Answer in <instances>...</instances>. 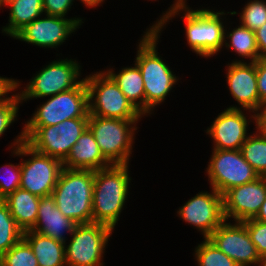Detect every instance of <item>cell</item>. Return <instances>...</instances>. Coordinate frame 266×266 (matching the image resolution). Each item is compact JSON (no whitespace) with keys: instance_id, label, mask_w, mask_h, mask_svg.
Listing matches in <instances>:
<instances>
[{"instance_id":"1","label":"cell","mask_w":266,"mask_h":266,"mask_svg":"<svg viewBox=\"0 0 266 266\" xmlns=\"http://www.w3.org/2000/svg\"><path fill=\"white\" fill-rule=\"evenodd\" d=\"M128 164H112L94 171L93 222L114 229L127 199L131 177Z\"/></svg>"},{"instance_id":"2","label":"cell","mask_w":266,"mask_h":266,"mask_svg":"<svg viewBox=\"0 0 266 266\" xmlns=\"http://www.w3.org/2000/svg\"><path fill=\"white\" fill-rule=\"evenodd\" d=\"M159 33L156 28L147 30L138 45L135 59L144 81L145 115L166 99L178 81L169 66L158 56L156 46Z\"/></svg>"},{"instance_id":"3","label":"cell","mask_w":266,"mask_h":266,"mask_svg":"<svg viewBox=\"0 0 266 266\" xmlns=\"http://www.w3.org/2000/svg\"><path fill=\"white\" fill-rule=\"evenodd\" d=\"M94 171L62 168L52 196L57 208L76 224L93 222Z\"/></svg>"},{"instance_id":"4","label":"cell","mask_w":266,"mask_h":266,"mask_svg":"<svg viewBox=\"0 0 266 266\" xmlns=\"http://www.w3.org/2000/svg\"><path fill=\"white\" fill-rule=\"evenodd\" d=\"M185 11L183 19L186 23L187 43L196 54L202 57H211L217 54L224 46V24L222 12H214L210 9L192 10L187 5L181 6L176 12L171 13L156 29L160 32L168 20Z\"/></svg>"},{"instance_id":"5","label":"cell","mask_w":266,"mask_h":266,"mask_svg":"<svg viewBox=\"0 0 266 266\" xmlns=\"http://www.w3.org/2000/svg\"><path fill=\"white\" fill-rule=\"evenodd\" d=\"M89 117L66 119L51 126H24V142L33 150L62 162L88 127Z\"/></svg>"},{"instance_id":"6","label":"cell","mask_w":266,"mask_h":266,"mask_svg":"<svg viewBox=\"0 0 266 266\" xmlns=\"http://www.w3.org/2000/svg\"><path fill=\"white\" fill-rule=\"evenodd\" d=\"M16 139L13 142V148H15L13 154L16 156H32L28 160L21 161L20 188L38 197L52 195L63 168V162L30 148L24 142L22 132Z\"/></svg>"},{"instance_id":"7","label":"cell","mask_w":266,"mask_h":266,"mask_svg":"<svg viewBox=\"0 0 266 266\" xmlns=\"http://www.w3.org/2000/svg\"><path fill=\"white\" fill-rule=\"evenodd\" d=\"M139 119L104 118L89 114L88 128L111 164H129ZM134 125V126H132Z\"/></svg>"},{"instance_id":"8","label":"cell","mask_w":266,"mask_h":266,"mask_svg":"<svg viewBox=\"0 0 266 266\" xmlns=\"http://www.w3.org/2000/svg\"><path fill=\"white\" fill-rule=\"evenodd\" d=\"M84 78L88 90L89 114L104 118L141 119L138 109L125 97L106 72Z\"/></svg>"},{"instance_id":"9","label":"cell","mask_w":266,"mask_h":266,"mask_svg":"<svg viewBox=\"0 0 266 266\" xmlns=\"http://www.w3.org/2000/svg\"><path fill=\"white\" fill-rule=\"evenodd\" d=\"M113 229L99 223L77 224L65 246L67 266H103L101 260ZM67 248V249H66Z\"/></svg>"},{"instance_id":"10","label":"cell","mask_w":266,"mask_h":266,"mask_svg":"<svg viewBox=\"0 0 266 266\" xmlns=\"http://www.w3.org/2000/svg\"><path fill=\"white\" fill-rule=\"evenodd\" d=\"M206 169L211 188L221 195L233 187L250 183L260 177L244 159L241 150L213 149Z\"/></svg>"},{"instance_id":"11","label":"cell","mask_w":266,"mask_h":266,"mask_svg":"<svg viewBox=\"0 0 266 266\" xmlns=\"http://www.w3.org/2000/svg\"><path fill=\"white\" fill-rule=\"evenodd\" d=\"M89 117L88 90L85 80L77 87L51 96L25 126L57 125L66 119Z\"/></svg>"},{"instance_id":"12","label":"cell","mask_w":266,"mask_h":266,"mask_svg":"<svg viewBox=\"0 0 266 266\" xmlns=\"http://www.w3.org/2000/svg\"><path fill=\"white\" fill-rule=\"evenodd\" d=\"M80 69L79 63L72 59L51 62L39 71L19 94L20 101L54 96L79 86L84 81V78L77 80L81 73Z\"/></svg>"},{"instance_id":"13","label":"cell","mask_w":266,"mask_h":266,"mask_svg":"<svg viewBox=\"0 0 266 266\" xmlns=\"http://www.w3.org/2000/svg\"><path fill=\"white\" fill-rule=\"evenodd\" d=\"M208 239L239 266L259 264L263 259L251 241L246 226L242 222L226 223V220L217 227Z\"/></svg>"},{"instance_id":"14","label":"cell","mask_w":266,"mask_h":266,"mask_svg":"<svg viewBox=\"0 0 266 266\" xmlns=\"http://www.w3.org/2000/svg\"><path fill=\"white\" fill-rule=\"evenodd\" d=\"M177 213L185 222L201 230L204 238H208L225 221L223 197L214 188L211 193L200 192L180 207Z\"/></svg>"},{"instance_id":"15","label":"cell","mask_w":266,"mask_h":266,"mask_svg":"<svg viewBox=\"0 0 266 266\" xmlns=\"http://www.w3.org/2000/svg\"><path fill=\"white\" fill-rule=\"evenodd\" d=\"M47 17V18H46ZM27 24L13 38L45 48H56L81 25L80 18H63L46 15Z\"/></svg>"},{"instance_id":"16","label":"cell","mask_w":266,"mask_h":266,"mask_svg":"<svg viewBox=\"0 0 266 266\" xmlns=\"http://www.w3.org/2000/svg\"><path fill=\"white\" fill-rule=\"evenodd\" d=\"M225 220L242 222L254 218L266 199V177L227 190L223 195Z\"/></svg>"},{"instance_id":"17","label":"cell","mask_w":266,"mask_h":266,"mask_svg":"<svg viewBox=\"0 0 266 266\" xmlns=\"http://www.w3.org/2000/svg\"><path fill=\"white\" fill-rule=\"evenodd\" d=\"M227 83L233 98L244 110L253 112L251 118L256 122L261 103L257 88L256 62L233 61L228 64Z\"/></svg>"},{"instance_id":"18","label":"cell","mask_w":266,"mask_h":266,"mask_svg":"<svg viewBox=\"0 0 266 266\" xmlns=\"http://www.w3.org/2000/svg\"><path fill=\"white\" fill-rule=\"evenodd\" d=\"M247 116L240 107L231 106L213 121L207 133L213 138L214 148L219 150H241L247 140Z\"/></svg>"},{"instance_id":"19","label":"cell","mask_w":266,"mask_h":266,"mask_svg":"<svg viewBox=\"0 0 266 266\" xmlns=\"http://www.w3.org/2000/svg\"><path fill=\"white\" fill-rule=\"evenodd\" d=\"M76 223L57 208L52 195L41 197L35 226L31 229L37 233L65 243L64 232L73 233Z\"/></svg>"},{"instance_id":"20","label":"cell","mask_w":266,"mask_h":266,"mask_svg":"<svg viewBox=\"0 0 266 266\" xmlns=\"http://www.w3.org/2000/svg\"><path fill=\"white\" fill-rule=\"evenodd\" d=\"M112 164L103 156L92 132L87 127L63 161L67 169L99 170Z\"/></svg>"},{"instance_id":"21","label":"cell","mask_w":266,"mask_h":266,"mask_svg":"<svg viewBox=\"0 0 266 266\" xmlns=\"http://www.w3.org/2000/svg\"><path fill=\"white\" fill-rule=\"evenodd\" d=\"M40 199L41 197L21 188L16 189L3 199L23 232L31 230L35 226Z\"/></svg>"},{"instance_id":"22","label":"cell","mask_w":266,"mask_h":266,"mask_svg":"<svg viewBox=\"0 0 266 266\" xmlns=\"http://www.w3.org/2000/svg\"><path fill=\"white\" fill-rule=\"evenodd\" d=\"M23 238L29 243L39 266H65L66 243L32 230L25 231Z\"/></svg>"},{"instance_id":"23","label":"cell","mask_w":266,"mask_h":266,"mask_svg":"<svg viewBox=\"0 0 266 266\" xmlns=\"http://www.w3.org/2000/svg\"><path fill=\"white\" fill-rule=\"evenodd\" d=\"M118 85L125 97L134 105L136 109L145 115V91L144 81L138 65L125 67L119 73H114L112 69L105 71ZM139 100V101H137Z\"/></svg>"},{"instance_id":"24","label":"cell","mask_w":266,"mask_h":266,"mask_svg":"<svg viewBox=\"0 0 266 266\" xmlns=\"http://www.w3.org/2000/svg\"><path fill=\"white\" fill-rule=\"evenodd\" d=\"M10 8L9 25L2 29L14 37L27 24H30L43 14V0H11L5 6Z\"/></svg>"},{"instance_id":"25","label":"cell","mask_w":266,"mask_h":266,"mask_svg":"<svg viewBox=\"0 0 266 266\" xmlns=\"http://www.w3.org/2000/svg\"><path fill=\"white\" fill-rule=\"evenodd\" d=\"M226 37L230 39V43L226 42ZM224 44L238 53L239 56L250 58L251 62H256L259 59V51L257 48L255 31L246 28L242 25L233 29L231 32H224Z\"/></svg>"},{"instance_id":"26","label":"cell","mask_w":266,"mask_h":266,"mask_svg":"<svg viewBox=\"0 0 266 266\" xmlns=\"http://www.w3.org/2000/svg\"><path fill=\"white\" fill-rule=\"evenodd\" d=\"M256 132L248 136L242 144L241 152L259 176L266 177V134L258 128Z\"/></svg>"},{"instance_id":"27","label":"cell","mask_w":266,"mask_h":266,"mask_svg":"<svg viewBox=\"0 0 266 266\" xmlns=\"http://www.w3.org/2000/svg\"><path fill=\"white\" fill-rule=\"evenodd\" d=\"M23 230L12 217L7 204L0 200V257L23 238Z\"/></svg>"},{"instance_id":"28","label":"cell","mask_w":266,"mask_h":266,"mask_svg":"<svg viewBox=\"0 0 266 266\" xmlns=\"http://www.w3.org/2000/svg\"><path fill=\"white\" fill-rule=\"evenodd\" d=\"M198 266H239L233 259L218 249L208 238L195 249Z\"/></svg>"},{"instance_id":"29","label":"cell","mask_w":266,"mask_h":266,"mask_svg":"<svg viewBox=\"0 0 266 266\" xmlns=\"http://www.w3.org/2000/svg\"><path fill=\"white\" fill-rule=\"evenodd\" d=\"M0 266H39L29 243L22 238L0 257Z\"/></svg>"},{"instance_id":"30","label":"cell","mask_w":266,"mask_h":266,"mask_svg":"<svg viewBox=\"0 0 266 266\" xmlns=\"http://www.w3.org/2000/svg\"><path fill=\"white\" fill-rule=\"evenodd\" d=\"M240 18L242 26L252 31L257 30L266 23V2L264 0H254L246 3Z\"/></svg>"},{"instance_id":"31","label":"cell","mask_w":266,"mask_h":266,"mask_svg":"<svg viewBox=\"0 0 266 266\" xmlns=\"http://www.w3.org/2000/svg\"><path fill=\"white\" fill-rule=\"evenodd\" d=\"M19 103V93L7 96L5 99L0 101V137L7 130V128L15 122L17 117Z\"/></svg>"},{"instance_id":"32","label":"cell","mask_w":266,"mask_h":266,"mask_svg":"<svg viewBox=\"0 0 266 266\" xmlns=\"http://www.w3.org/2000/svg\"><path fill=\"white\" fill-rule=\"evenodd\" d=\"M246 226L251 241L256 246L257 252L263 259L266 257V223L255 219L242 221Z\"/></svg>"},{"instance_id":"33","label":"cell","mask_w":266,"mask_h":266,"mask_svg":"<svg viewBox=\"0 0 266 266\" xmlns=\"http://www.w3.org/2000/svg\"><path fill=\"white\" fill-rule=\"evenodd\" d=\"M7 177L0 181V200L5 199L8 195L20 188L21 183V163L17 165L8 164ZM5 179V180H4Z\"/></svg>"},{"instance_id":"34","label":"cell","mask_w":266,"mask_h":266,"mask_svg":"<svg viewBox=\"0 0 266 266\" xmlns=\"http://www.w3.org/2000/svg\"><path fill=\"white\" fill-rule=\"evenodd\" d=\"M74 0H43V11L46 15L65 18Z\"/></svg>"},{"instance_id":"35","label":"cell","mask_w":266,"mask_h":266,"mask_svg":"<svg viewBox=\"0 0 266 266\" xmlns=\"http://www.w3.org/2000/svg\"><path fill=\"white\" fill-rule=\"evenodd\" d=\"M256 76L259 100L262 105L266 103V58L256 61Z\"/></svg>"},{"instance_id":"36","label":"cell","mask_w":266,"mask_h":266,"mask_svg":"<svg viewBox=\"0 0 266 266\" xmlns=\"http://www.w3.org/2000/svg\"><path fill=\"white\" fill-rule=\"evenodd\" d=\"M255 37L259 51V59L266 58V23L255 30Z\"/></svg>"},{"instance_id":"37","label":"cell","mask_w":266,"mask_h":266,"mask_svg":"<svg viewBox=\"0 0 266 266\" xmlns=\"http://www.w3.org/2000/svg\"><path fill=\"white\" fill-rule=\"evenodd\" d=\"M19 83V81L17 82L14 79L0 77V101L6 98L4 95L7 93L14 92L19 87Z\"/></svg>"},{"instance_id":"38","label":"cell","mask_w":266,"mask_h":266,"mask_svg":"<svg viewBox=\"0 0 266 266\" xmlns=\"http://www.w3.org/2000/svg\"><path fill=\"white\" fill-rule=\"evenodd\" d=\"M259 111L256 114V128L266 134V103L262 104Z\"/></svg>"},{"instance_id":"39","label":"cell","mask_w":266,"mask_h":266,"mask_svg":"<svg viewBox=\"0 0 266 266\" xmlns=\"http://www.w3.org/2000/svg\"><path fill=\"white\" fill-rule=\"evenodd\" d=\"M175 1L176 2L172 4L171 7L169 8V11L167 10L166 14L164 13V15L160 17L161 19L158 20V22L156 21V23L152 25L151 28H156L157 26H159V24L162 23L171 13L176 12L181 6L186 4V0H175Z\"/></svg>"},{"instance_id":"40","label":"cell","mask_w":266,"mask_h":266,"mask_svg":"<svg viewBox=\"0 0 266 266\" xmlns=\"http://www.w3.org/2000/svg\"><path fill=\"white\" fill-rule=\"evenodd\" d=\"M253 219L266 223V199L262 203L259 212L257 213V215Z\"/></svg>"},{"instance_id":"41","label":"cell","mask_w":266,"mask_h":266,"mask_svg":"<svg viewBox=\"0 0 266 266\" xmlns=\"http://www.w3.org/2000/svg\"><path fill=\"white\" fill-rule=\"evenodd\" d=\"M104 0H81V2L83 4H85V6L89 7V8H93L95 6H98L99 4H101Z\"/></svg>"},{"instance_id":"42","label":"cell","mask_w":266,"mask_h":266,"mask_svg":"<svg viewBox=\"0 0 266 266\" xmlns=\"http://www.w3.org/2000/svg\"><path fill=\"white\" fill-rule=\"evenodd\" d=\"M5 5V0H0V7Z\"/></svg>"},{"instance_id":"43","label":"cell","mask_w":266,"mask_h":266,"mask_svg":"<svg viewBox=\"0 0 266 266\" xmlns=\"http://www.w3.org/2000/svg\"><path fill=\"white\" fill-rule=\"evenodd\" d=\"M262 266H266V257L263 258V263H262Z\"/></svg>"}]
</instances>
